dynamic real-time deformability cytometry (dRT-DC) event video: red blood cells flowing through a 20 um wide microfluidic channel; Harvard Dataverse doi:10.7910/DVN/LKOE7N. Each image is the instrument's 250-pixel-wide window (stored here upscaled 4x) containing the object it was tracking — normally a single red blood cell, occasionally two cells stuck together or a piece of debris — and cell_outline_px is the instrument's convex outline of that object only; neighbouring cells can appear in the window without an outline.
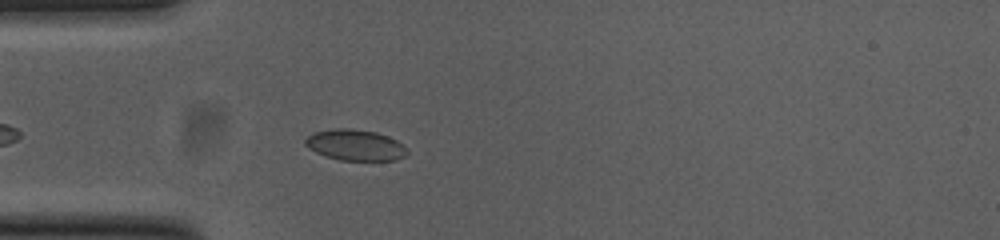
{"species": "common noctule bat (a hibernating species)", "species_latin": "Nyctalus noctula", "temperature_condition": "cold", "stored_images_in_passage": 33, "camera_frame_rate_fps": 3000, "um_per_image_px": 0.085, "animal": {"sex": "female", "body_mass_g": 23.0, "forearm_length_mm": 53.4}, "frame": {"image": 1, "passage_image": 6, "time_ms": 1.667, "image_size_px": [1000, 240], "cell_outline_px": [[408, 152], [404, 156], [396, 160], [340, 160], [324, 156], [308, 148], [304, 144], [304, 140], [312, 132], [336, 128], [348, 128], [376, 132], [388, 136], [396, 140]], "centroid_in_image_um": [30.14, 12.32], "position_along_channel_um": 54.9, "area_um2": 18.32}}
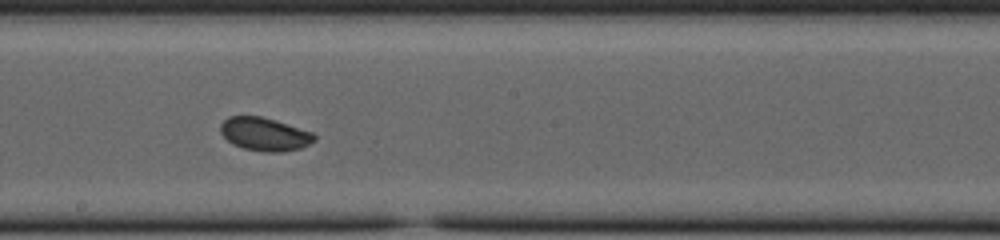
{"frame": {"image": 2, "passage_image": 20, "time_ms": 6.333, "image_size_px": [1000, 240], "cell_outline_px": [[316, 140], [300, 148], [280, 152], [264, 152], [244, 148], [232, 144], [220, 132], [220, 124], [228, 116], [260, 116], [312, 132], [316, 136]], "centroid_in_image_um": [22.47, 11.41], "position_along_channel_um": 225.7, "area_um2": 17.98}}
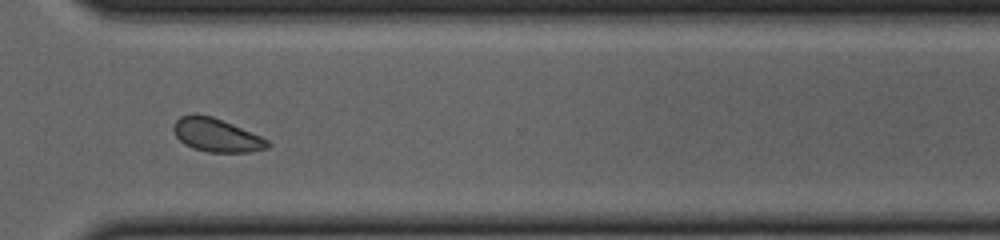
{"frame": {"image": 3, "passage_image": 30, "time_ms": 9.667, "image_size_px": [1000, 240], "cell_outline_px": [[272, 144], [268, 148], [252, 152], [208, 152], [192, 148], [184, 144], [176, 136], [172, 128], [176, 120], [180, 116], [192, 112], [212, 116], [232, 124], [260, 136], [268, 140]], "centroid_in_image_um": [18.38, 11.47], "position_along_channel_um": 352.2, "area_um2": 18.5}, "authors_computed_cell_mechanics": {"area_um2": 18.0914, "velocity_mm_per_s": 3.7768, "shape_relaxation_time_tau1_ms": 1.8309, "shape_relaxation_time_tau2_ms": 3.9462, "deformation_change_tau1": 0.0535, "deformation_change_tau2": 0.0616}}